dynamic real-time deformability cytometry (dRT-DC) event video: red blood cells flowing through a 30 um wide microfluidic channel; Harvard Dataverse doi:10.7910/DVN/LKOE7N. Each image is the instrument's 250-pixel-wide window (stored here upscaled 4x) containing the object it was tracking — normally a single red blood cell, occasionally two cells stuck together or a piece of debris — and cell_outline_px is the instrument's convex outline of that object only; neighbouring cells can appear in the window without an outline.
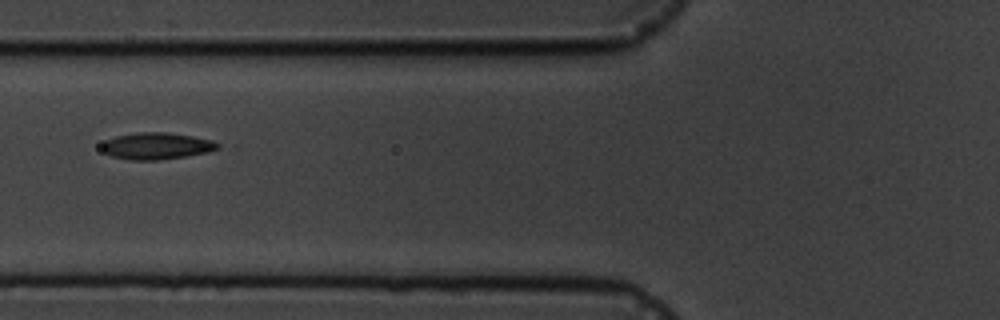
{"species": "common noctule bat (a hibernating species)", "species_latin": "Nyctalus noctula", "temperature_condition": "cold", "stored_images_in_passage": 11, "camera_frame_rate_fps": 3000, "um_per_image_px": 0.085, "animal": {"sex": "male", "body_mass_g": 19.5, "forearm_length_mm": 54.6}, "frame": {"image": 1, "passage_image": 2, "time_ms": 2.0, "image_size_px": [1000, 320], "cell_outline_px": [[220, 148], [208, 152], [184, 156], [156, 160], [132, 160], [112, 156], [104, 152], [100, 148], [100, 144], [104, 140], [116, 136], [136, 132], [164, 132], [192, 136], [212, 140], [220, 144]], "centroid_in_image_um": [13.27, 12.4], "position_along_channel_um": 112.5, "area_um2": 18.09}}
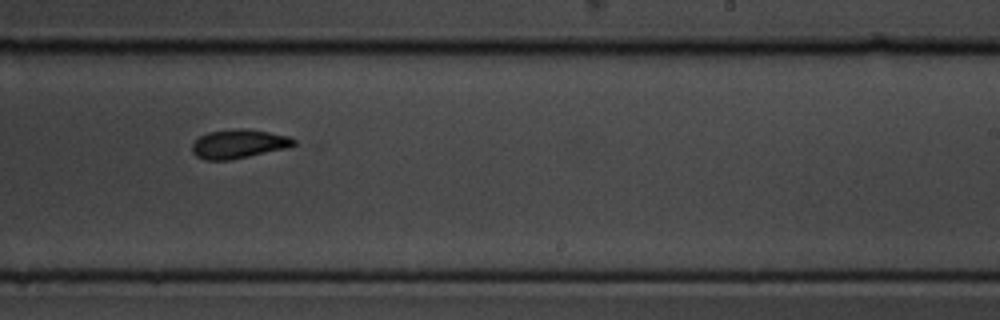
{"frame": {"image": 2, "passage_image": 6, "time_ms": 6.333, "image_size_px": [1000, 320], "cell_outline_px": [[296, 144], [288, 148], [228, 160], [204, 160], [196, 156], [192, 152], [192, 144], [200, 136], [208, 132], [236, 128], [244, 128], [268, 132], [288, 136], [296, 140]], "centroid_in_image_um": [20.28, 12.23], "position_along_channel_um": 268.7, "area_um2": 17.11}}
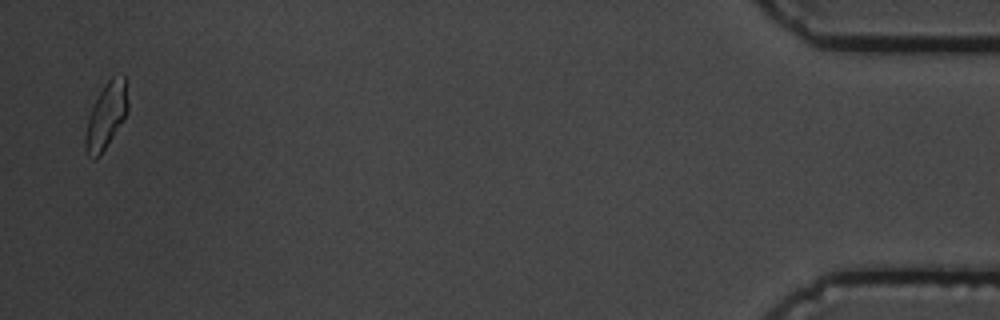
{"frame": {"image": 3, "passage_image": 11, "time_ms": 13.0, "image_size_px": [1000, 320], "cell_outline_px": [[128, 112], [124, 120], [100, 156], [96, 160], [92, 160], [88, 156], [84, 148], [84, 136], [88, 116], [104, 84], [112, 76], [124, 76], [128, 100]], "centroid_in_image_um": [9.01, 9.9], "position_along_channel_um": 426.2, "area_um2": 16.47}}